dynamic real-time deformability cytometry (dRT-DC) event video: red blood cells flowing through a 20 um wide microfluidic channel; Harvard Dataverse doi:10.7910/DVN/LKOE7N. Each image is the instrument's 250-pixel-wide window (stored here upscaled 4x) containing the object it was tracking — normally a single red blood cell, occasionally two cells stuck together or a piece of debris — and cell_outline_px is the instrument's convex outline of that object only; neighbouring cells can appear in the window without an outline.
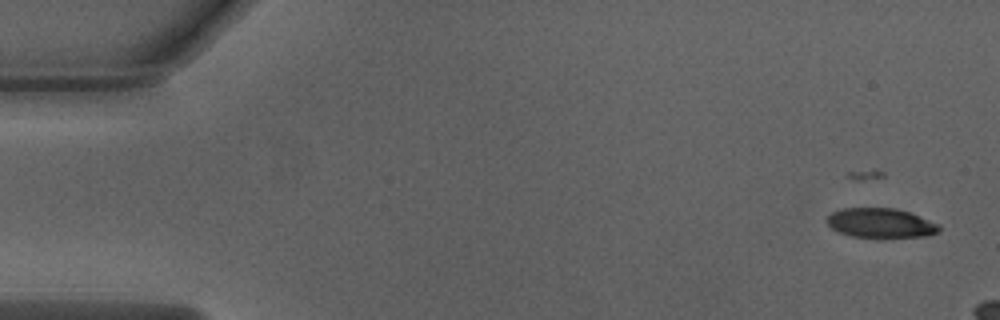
{"species": "Egyptian fruit bat (a non-hibernating species)", "species_latin": "Rousettus aegyptiacus", "temperature_condition": "warm", "stored_images_in_passage": 13, "camera_frame_rate_fps": 3000, "um_per_image_px": 0.085, "animal": {"sex": "male"}, "frame": {"image": 1, "passage_image": 4, "time_ms": 1.0, "image_size_px": [1000, 320], "cell_outline_px": [[940, 228], [936, 232], [928, 236], [880, 240], [852, 236], [840, 232], [832, 228], [824, 220], [832, 212], [844, 208], [896, 208], [912, 212], [940, 224]], "centroid_in_image_um": [74.9, 18.99], "position_along_channel_um": 10.1, "area_um2": 20.17}}